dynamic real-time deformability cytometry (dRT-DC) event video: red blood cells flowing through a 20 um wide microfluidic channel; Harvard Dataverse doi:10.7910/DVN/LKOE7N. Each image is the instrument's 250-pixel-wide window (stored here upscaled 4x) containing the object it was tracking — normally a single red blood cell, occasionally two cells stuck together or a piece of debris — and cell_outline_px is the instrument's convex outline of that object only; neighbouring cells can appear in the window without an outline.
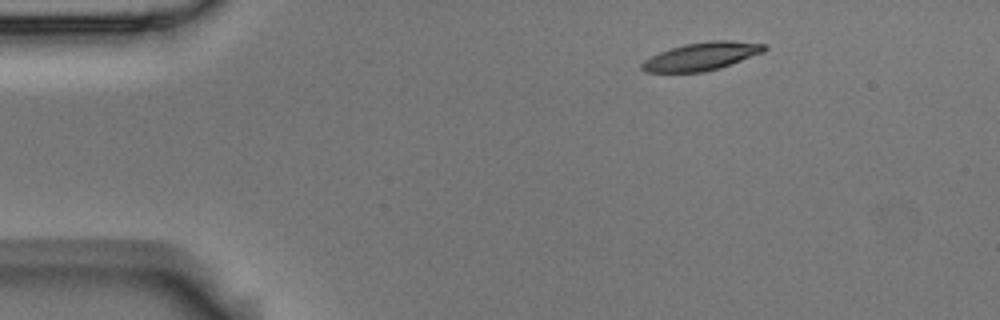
{"species": "Egyptian fruit bat (a non-hibernating species)", "species_latin": "Rousettus aegyptiacus", "temperature_condition": "room temperature", "stored_images_in_passage": 3, "camera_frame_rate_fps": 3000, "um_per_image_px": 0.085, "animal": {"sex": "male"}, "frame": {"image": 1, "passage_image": 1, "time_ms": 0.0, "image_size_px": [1000, 320], "cell_outline_px": [[768, 48], [764, 52], [732, 64], [720, 68], [704, 72], [644, 72], [640, 68], [640, 64], [644, 60], [660, 52], [684, 44], [712, 40], [732, 40], [768, 44]], "centroid_in_image_um": [59.68, 4.78], "position_along_channel_um": 25.3, "area_um2": 20.11}}